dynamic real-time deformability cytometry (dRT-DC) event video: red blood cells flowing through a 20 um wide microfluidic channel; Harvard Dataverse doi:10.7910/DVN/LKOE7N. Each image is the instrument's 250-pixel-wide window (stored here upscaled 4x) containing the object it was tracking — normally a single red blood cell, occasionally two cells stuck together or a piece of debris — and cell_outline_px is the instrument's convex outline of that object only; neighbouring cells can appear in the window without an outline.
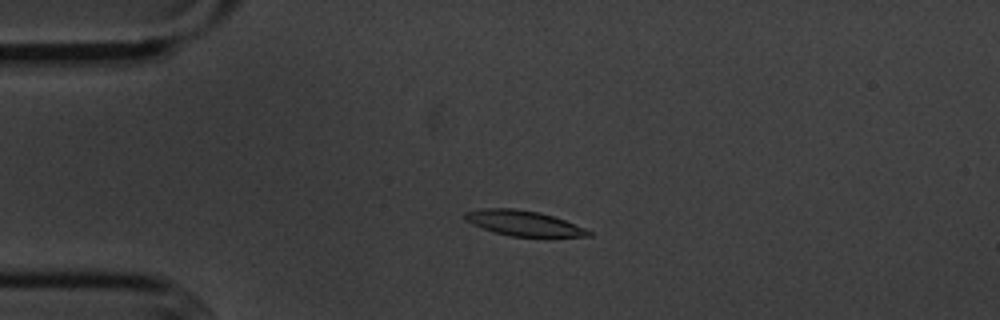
{"species": "common noctule bat (a hibernating species)", "species_latin": "Nyctalus noctula", "temperature_condition": "cold", "stored_images_in_passage": 5, "camera_frame_rate_fps": 3000, "um_per_image_px": 0.085, "animal": {"sex": "male", "body_mass_g": 20.1, "forearm_length_mm": 53.5}, "frame": {"image": 1, "passage_image": 4, "time_ms": 3.667, "image_size_px": [1000, 320], "cell_outline_px": [[592, 236], [512, 236], [496, 232], [472, 224], [464, 220], [464, 212], [488, 208], [512, 208], [540, 212], [564, 220], [584, 228], [592, 232]], "centroid_in_image_um": [44.48, 18.96], "position_along_channel_um": 40.5, "area_um2": 17.74}}